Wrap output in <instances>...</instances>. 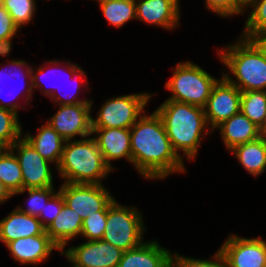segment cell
Returning <instances> with one entry per match:
<instances>
[{"label": "cell", "mask_w": 266, "mask_h": 267, "mask_svg": "<svg viewBox=\"0 0 266 267\" xmlns=\"http://www.w3.org/2000/svg\"><path fill=\"white\" fill-rule=\"evenodd\" d=\"M228 267H266V241L230 234L220 247Z\"/></svg>", "instance_id": "cell-13"}, {"label": "cell", "mask_w": 266, "mask_h": 267, "mask_svg": "<svg viewBox=\"0 0 266 267\" xmlns=\"http://www.w3.org/2000/svg\"><path fill=\"white\" fill-rule=\"evenodd\" d=\"M249 12L241 37L251 39L254 35L266 31V0H251L247 4Z\"/></svg>", "instance_id": "cell-29"}, {"label": "cell", "mask_w": 266, "mask_h": 267, "mask_svg": "<svg viewBox=\"0 0 266 267\" xmlns=\"http://www.w3.org/2000/svg\"><path fill=\"white\" fill-rule=\"evenodd\" d=\"M25 191H28L29 199L27 201L28 207L24 209L23 207L18 206L17 209L25 214L30 216L38 217L47 202L57 193L54 191V187H45V188H27L22 189L21 191L16 192L14 195L24 194Z\"/></svg>", "instance_id": "cell-30"}, {"label": "cell", "mask_w": 266, "mask_h": 267, "mask_svg": "<svg viewBox=\"0 0 266 267\" xmlns=\"http://www.w3.org/2000/svg\"><path fill=\"white\" fill-rule=\"evenodd\" d=\"M92 105H58V111L47 122L65 141L74 140L76 136L86 138L92 135Z\"/></svg>", "instance_id": "cell-11"}, {"label": "cell", "mask_w": 266, "mask_h": 267, "mask_svg": "<svg viewBox=\"0 0 266 267\" xmlns=\"http://www.w3.org/2000/svg\"><path fill=\"white\" fill-rule=\"evenodd\" d=\"M251 40L259 47L266 57V31L254 35Z\"/></svg>", "instance_id": "cell-38"}, {"label": "cell", "mask_w": 266, "mask_h": 267, "mask_svg": "<svg viewBox=\"0 0 266 267\" xmlns=\"http://www.w3.org/2000/svg\"><path fill=\"white\" fill-rule=\"evenodd\" d=\"M48 62H46L45 64V66L47 67V65H50L49 66V68H51V70L50 71H54V69L55 68H60L61 66H63L64 64H63V61L62 62H60L59 60H47ZM49 63V64H48ZM62 63V64H61ZM54 65V66H53ZM61 65V66H60ZM44 65L43 66H41V67H38L37 68V70H36V72H35V70H34V68L32 67V70H31V78H32V85H33V89L34 88H39L40 90H41V92H42V94H44V95H46V97H50L54 92H56V90H59L62 86H55L56 87V89L54 90V88L55 87H52L51 89L49 88V89H44V86L46 87L47 85H45L43 82H42V77L44 76L43 74H45L46 73V71H45V69L43 68V67H45ZM53 66V67H52ZM54 68V69H53ZM55 70H57L56 71V73H58V69H55ZM59 71H61L60 69H59ZM50 73V72H49ZM52 73H55V72H52ZM51 73V74H52ZM61 73H62V71H61ZM46 76L48 75L49 76V74H45ZM58 75H59V73H58ZM65 75H66V73H65ZM52 76V75H51ZM64 78H65V76H64ZM68 78V77H67ZM64 80V79H63ZM65 81V80H64ZM42 82V83H41ZM69 82V81H68ZM62 83V82H61ZM60 84V83H59ZM61 85V84H60ZM62 85H64V84H62ZM50 87H51V85H49ZM60 87V88H59ZM43 88V89H42ZM53 89V90H52Z\"/></svg>", "instance_id": "cell-35"}, {"label": "cell", "mask_w": 266, "mask_h": 267, "mask_svg": "<svg viewBox=\"0 0 266 267\" xmlns=\"http://www.w3.org/2000/svg\"><path fill=\"white\" fill-rule=\"evenodd\" d=\"M174 1L179 5V1H180V0H174Z\"/></svg>", "instance_id": "cell-46"}, {"label": "cell", "mask_w": 266, "mask_h": 267, "mask_svg": "<svg viewBox=\"0 0 266 267\" xmlns=\"http://www.w3.org/2000/svg\"><path fill=\"white\" fill-rule=\"evenodd\" d=\"M108 211H99L83 220L81 237L87 241L101 240L107 223Z\"/></svg>", "instance_id": "cell-32"}, {"label": "cell", "mask_w": 266, "mask_h": 267, "mask_svg": "<svg viewBox=\"0 0 266 267\" xmlns=\"http://www.w3.org/2000/svg\"><path fill=\"white\" fill-rule=\"evenodd\" d=\"M217 128L218 130L220 129V136L228 151L238 145L254 141L260 137L259 127L241 111L222 122Z\"/></svg>", "instance_id": "cell-20"}, {"label": "cell", "mask_w": 266, "mask_h": 267, "mask_svg": "<svg viewBox=\"0 0 266 267\" xmlns=\"http://www.w3.org/2000/svg\"><path fill=\"white\" fill-rule=\"evenodd\" d=\"M155 111L177 155L184 159L181 150L188 160L195 159L201 138L209 134L204 108L167 99Z\"/></svg>", "instance_id": "cell-2"}, {"label": "cell", "mask_w": 266, "mask_h": 267, "mask_svg": "<svg viewBox=\"0 0 266 267\" xmlns=\"http://www.w3.org/2000/svg\"><path fill=\"white\" fill-rule=\"evenodd\" d=\"M123 252L120 248L101 239L70 246L61 254L65 255L73 267H117Z\"/></svg>", "instance_id": "cell-12"}, {"label": "cell", "mask_w": 266, "mask_h": 267, "mask_svg": "<svg viewBox=\"0 0 266 267\" xmlns=\"http://www.w3.org/2000/svg\"><path fill=\"white\" fill-rule=\"evenodd\" d=\"M245 170L255 176L262 174L266 169V139L259 137L234 147L230 150Z\"/></svg>", "instance_id": "cell-23"}, {"label": "cell", "mask_w": 266, "mask_h": 267, "mask_svg": "<svg viewBox=\"0 0 266 267\" xmlns=\"http://www.w3.org/2000/svg\"><path fill=\"white\" fill-rule=\"evenodd\" d=\"M240 111L260 127L266 116V91L242 92Z\"/></svg>", "instance_id": "cell-27"}, {"label": "cell", "mask_w": 266, "mask_h": 267, "mask_svg": "<svg viewBox=\"0 0 266 267\" xmlns=\"http://www.w3.org/2000/svg\"><path fill=\"white\" fill-rule=\"evenodd\" d=\"M67 64L65 65L66 67H64L66 69V73H68L67 75L71 78H73V80H75V82L72 80L71 82H74L75 84L72 87V90H74V92L76 91L77 93L80 92L81 89V85L85 82L86 83V77L87 74L84 72V70L78 66L77 64H72L71 62H66ZM74 76V77H73ZM84 78V79H83ZM77 79V80H76ZM79 82V83H78ZM81 82V83H80ZM78 83V84H76ZM73 84V83H72ZM71 84V85H72ZM66 86V85H65ZM64 86V87H65ZM62 88V87H61ZM60 88V89H61ZM63 89V88H62ZM71 90V89H70ZM57 91L60 93L57 94ZM56 92H54L49 98L54 101L55 105H75V104H79V103H93V100H89V99H79L78 95H76L77 93L75 92V94H73L72 92L68 94L66 93H62L61 90H57ZM66 94V95H65ZM77 99V100H75Z\"/></svg>", "instance_id": "cell-26"}, {"label": "cell", "mask_w": 266, "mask_h": 267, "mask_svg": "<svg viewBox=\"0 0 266 267\" xmlns=\"http://www.w3.org/2000/svg\"><path fill=\"white\" fill-rule=\"evenodd\" d=\"M0 181L13 195L23 189L20 164L10 148H4L0 152Z\"/></svg>", "instance_id": "cell-24"}, {"label": "cell", "mask_w": 266, "mask_h": 267, "mask_svg": "<svg viewBox=\"0 0 266 267\" xmlns=\"http://www.w3.org/2000/svg\"><path fill=\"white\" fill-rule=\"evenodd\" d=\"M8 65H11L12 67L8 66ZM5 66L6 67L8 66L10 69L8 71V69H6V68L3 69V70L0 68V107L1 108H5V109H9V110L14 111L15 113L19 114L17 111H18L19 107L22 108L21 107L22 105L19 104V102L18 103L16 101L13 102V98L16 97V100H17V97L18 96L20 97V95H21V93L19 92V91H22L21 87L25 88L24 85H26V86L28 85V87H26V90L23 92V94L25 93V95H26V96H24V97H26L25 101H24L26 103H24V104L27 105V103L31 100V96H32V94L34 92L33 85H32V78H31L32 67L28 66V63H26V61L20 60V59L19 60L18 59L17 60L13 59V60L9 61ZM7 79L9 81V83L11 82V80L15 81V79H16V80H19V84H17V85H21L22 82L24 84L21 85L20 88L17 89V90H16V88H13V89L11 88L12 90H9L7 92L6 90H8V89H6L4 84H3V83L6 84V80ZM27 80H29L28 83H27ZM8 81H7V84H8ZM15 82H18V81H15ZM18 92L20 94H18ZM7 93L10 96H12L13 98L12 97L8 98L9 95ZM4 94L6 95V99L8 98L9 100H11V98H12V100L11 101H7L6 99H3ZM11 94H13V95H11Z\"/></svg>", "instance_id": "cell-14"}, {"label": "cell", "mask_w": 266, "mask_h": 267, "mask_svg": "<svg viewBox=\"0 0 266 267\" xmlns=\"http://www.w3.org/2000/svg\"><path fill=\"white\" fill-rule=\"evenodd\" d=\"M180 6L174 0H136V19L170 31L179 25Z\"/></svg>", "instance_id": "cell-17"}, {"label": "cell", "mask_w": 266, "mask_h": 267, "mask_svg": "<svg viewBox=\"0 0 266 267\" xmlns=\"http://www.w3.org/2000/svg\"><path fill=\"white\" fill-rule=\"evenodd\" d=\"M14 195L7 189V187L0 181V203L6 202Z\"/></svg>", "instance_id": "cell-40"}, {"label": "cell", "mask_w": 266, "mask_h": 267, "mask_svg": "<svg viewBox=\"0 0 266 267\" xmlns=\"http://www.w3.org/2000/svg\"><path fill=\"white\" fill-rule=\"evenodd\" d=\"M65 205L82 220L99 211H108L115 199L103 184L65 183L60 186Z\"/></svg>", "instance_id": "cell-8"}, {"label": "cell", "mask_w": 266, "mask_h": 267, "mask_svg": "<svg viewBox=\"0 0 266 267\" xmlns=\"http://www.w3.org/2000/svg\"><path fill=\"white\" fill-rule=\"evenodd\" d=\"M173 255L174 264L177 267H228L225 256L220 251V249H218L214 256L211 257V260L184 257L183 255L181 256L178 253H175Z\"/></svg>", "instance_id": "cell-34"}, {"label": "cell", "mask_w": 266, "mask_h": 267, "mask_svg": "<svg viewBox=\"0 0 266 267\" xmlns=\"http://www.w3.org/2000/svg\"><path fill=\"white\" fill-rule=\"evenodd\" d=\"M259 134H260V137H263L266 139V116L263 120V123L259 127Z\"/></svg>", "instance_id": "cell-41"}, {"label": "cell", "mask_w": 266, "mask_h": 267, "mask_svg": "<svg viewBox=\"0 0 266 267\" xmlns=\"http://www.w3.org/2000/svg\"><path fill=\"white\" fill-rule=\"evenodd\" d=\"M4 149V147L0 144V152Z\"/></svg>", "instance_id": "cell-43"}, {"label": "cell", "mask_w": 266, "mask_h": 267, "mask_svg": "<svg viewBox=\"0 0 266 267\" xmlns=\"http://www.w3.org/2000/svg\"><path fill=\"white\" fill-rule=\"evenodd\" d=\"M242 92L223 75L214 85L204 107L206 121L213 131L222 122L240 112Z\"/></svg>", "instance_id": "cell-10"}, {"label": "cell", "mask_w": 266, "mask_h": 267, "mask_svg": "<svg viewBox=\"0 0 266 267\" xmlns=\"http://www.w3.org/2000/svg\"><path fill=\"white\" fill-rule=\"evenodd\" d=\"M97 2H99V4H103V3H106V2H109V1H113V0H95Z\"/></svg>", "instance_id": "cell-42"}, {"label": "cell", "mask_w": 266, "mask_h": 267, "mask_svg": "<svg viewBox=\"0 0 266 267\" xmlns=\"http://www.w3.org/2000/svg\"><path fill=\"white\" fill-rule=\"evenodd\" d=\"M146 226L136 206L126 207L117 200L108 206L107 223L102 240L122 251L140 246Z\"/></svg>", "instance_id": "cell-6"}, {"label": "cell", "mask_w": 266, "mask_h": 267, "mask_svg": "<svg viewBox=\"0 0 266 267\" xmlns=\"http://www.w3.org/2000/svg\"><path fill=\"white\" fill-rule=\"evenodd\" d=\"M206 8L221 17L244 15L247 3L244 0H206Z\"/></svg>", "instance_id": "cell-33"}, {"label": "cell", "mask_w": 266, "mask_h": 267, "mask_svg": "<svg viewBox=\"0 0 266 267\" xmlns=\"http://www.w3.org/2000/svg\"><path fill=\"white\" fill-rule=\"evenodd\" d=\"M218 80L193 62L178 63L165 85L172 92L168 100L204 108Z\"/></svg>", "instance_id": "cell-5"}, {"label": "cell", "mask_w": 266, "mask_h": 267, "mask_svg": "<svg viewBox=\"0 0 266 267\" xmlns=\"http://www.w3.org/2000/svg\"><path fill=\"white\" fill-rule=\"evenodd\" d=\"M2 5L19 29L30 23L37 7L35 0H4Z\"/></svg>", "instance_id": "cell-31"}, {"label": "cell", "mask_w": 266, "mask_h": 267, "mask_svg": "<svg viewBox=\"0 0 266 267\" xmlns=\"http://www.w3.org/2000/svg\"><path fill=\"white\" fill-rule=\"evenodd\" d=\"M150 93H135L116 96L101 106L97 118L92 117V128H127L130 129L144 113Z\"/></svg>", "instance_id": "cell-7"}, {"label": "cell", "mask_w": 266, "mask_h": 267, "mask_svg": "<svg viewBox=\"0 0 266 267\" xmlns=\"http://www.w3.org/2000/svg\"><path fill=\"white\" fill-rule=\"evenodd\" d=\"M154 239L124 251L117 267H171L174 255Z\"/></svg>", "instance_id": "cell-18"}, {"label": "cell", "mask_w": 266, "mask_h": 267, "mask_svg": "<svg viewBox=\"0 0 266 267\" xmlns=\"http://www.w3.org/2000/svg\"><path fill=\"white\" fill-rule=\"evenodd\" d=\"M10 149L20 164L23 189L53 187L50 162L45 160L23 136Z\"/></svg>", "instance_id": "cell-9"}, {"label": "cell", "mask_w": 266, "mask_h": 267, "mask_svg": "<svg viewBox=\"0 0 266 267\" xmlns=\"http://www.w3.org/2000/svg\"><path fill=\"white\" fill-rule=\"evenodd\" d=\"M100 7L106 20L117 28L136 19V0H113Z\"/></svg>", "instance_id": "cell-25"}, {"label": "cell", "mask_w": 266, "mask_h": 267, "mask_svg": "<svg viewBox=\"0 0 266 267\" xmlns=\"http://www.w3.org/2000/svg\"><path fill=\"white\" fill-rule=\"evenodd\" d=\"M56 169L65 183L83 184H102L101 180L112 171L93 136L65 141Z\"/></svg>", "instance_id": "cell-4"}, {"label": "cell", "mask_w": 266, "mask_h": 267, "mask_svg": "<svg viewBox=\"0 0 266 267\" xmlns=\"http://www.w3.org/2000/svg\"><path fill=\"white\" fill-rule=\"evenodd\" d=\"M18 114L0 107V144L10 148L23 135Z\"/></svg>", "instance_id": "cell-28"}, {"label": "cell", "mask_w": 266, "mask_h": 267, "mask_svg": "<svg viewBox=\"0 0 266 267\" xmlns=\"http://www.w3.org/2000/svg\"><path fill=\"white\" fill-rule=\"evenodd\" d=\"M12 258L19 264H40L48 259L52 251H62L44 231L38 236L18 238L7 245Z\"/></svg>", "instance_id": "cell-15"}, {"label": "cell", "mask_w": 266, "mask_h": 267, "mask_svg": "<svg viewBox=\"0 0 266 267\" xmlns=\"http://www.w3.org/2000/svg\"><path fill=\"white\" fill-rule=\"evenodd\" d=\"M12 38H6V39H1L0 40V56L1 57H7L8 55H10L9 53H11L12 50Z\"/></svg>", "instance_id": "cell-39"}, {"label": "cell", "mask_w": 266, "mask_h": 267, "mask_svg": "<svg viewBox=\"0 0 266 267\" xmlns=\"http://www.w3.org/2000/svg\"><path fill=\"white\" fill-rule=\"evenodd\" d=\"M44 231L37 217L22 213L17 208L0 221V241L5 245L18 238L41 235Z\"/></svg>", "instance_id": "cell-19"}, {"label": "cell", "mask_w": 266, "mask_h": 267, "mask_svg": "<svg viewBox=\"0 0 266 267\" xmlns=\"http://www.w3.org/2000/svg\"><path fill=\"white\" fill-rule=\"evenodd\" d=\"M65 204L61 192H58L47 202L43 212L37 217L43 228L46 230L53 220L59 215Z\"/></svg>", "instance_id": "cell-36"}, {"label": "cell", "mask_w": 266, "mask_h": 267, "mask_svg": "<svg viewBox=\"0 0 266 267\" xmlns=\"http://www.w3.org/2000/svg\"><path fill=\"white\" fill-rule=\"evenodd\" d=\"M82 223L83 220L81 217L64 204L59 215L48 226L45 232L60 250L63 251L69 243L68 241L78 235L81 237Z\"/></svg>", "instance_id": "cell-21"}, {"label": "cell", "mask_w": 266, "mask_h": 267, "mask_svg": "<svg viewBox=\"0 0 266 267\" xmlns=\"http://www.w3.org/2000/svg\"><path fill=\"white\" fill-rule=\"evenodd\" d=\"M18 27L14 24L9 12L0 5V40L17 35Z\"/></svg>", "instance_id": "cell-37"}, {"label": "cell", "mask_w": 266, "mask_h": 267, "mask_svg": "<svg viewBox=\"0 0 266 267\" xmlns=\"http://www.w3.org/2000/svg\"><path fill=\"white\" fill-rule=\"evenodd\" d=\"M247 4L251 1V0H244Z\"/></svg>", "instance_id": "cell-45"}, {"label": "cell", "mask_w": 266, "mask_h": 267, "mask_svg": "<svg viewBox=\"0 0 266 267\" xmlns=\"http://www.w3.org/2000/svg\"><path fill=\"white\" fill-rule=\"evenodd\" d=\"M4 3V0H0V5H2Z\"/></svg>", "instance_id": "cell-44"}, {"label": "cell", "mask_w": 266, "mask_h": 267, "mask_svg": "<svg viewBox=\"0 0 266 267\" xmlns=\"http://www.w3.org/2000/svg\"><path fill=\"white\" fill-rule=\"evenodd\" d=\"M224 47L217 53L230 74L223 72L222 75L241 92L266 91V57L259 47L241 36L234 44Z\"/></svg>", "instance_id": "cell-3"}, {"label": "cell", "mask_w": 266, "mask_h": 267, "mask_svg": "<svg viewBox=\"0 0 266 267\" xmlns=\"http://www.w3.org/2000/svg\"><path fill=\"white\" fill-rule=\"evenodd\" d=\"M35 150L47 161L59 165L65 140L46 122L38 128L37 135L23 136Z\"/></svg>", "instance_id": "cell-22"}, {"label": "cell", "mask_w": 266, "mask_h": 267, "mask_svg": "<svg viewBox=\"0 0 266 267\" xmlns=\"http://www.w3.org/2000/svg\"><path fill=\"white\" fill-rule=\"evenodd\" d=\"M99 150L103 155L105 163L112 169L111 160L116 161L126 158L132 163L131 145H130V129L127 128H92V135ZM97 136V137H96Z\"/></svg>", "instance_id": "cell-16"}, {"label": "cell", "mask_w": 266, "mask_h": 267, "mask_svg": "<svg viewBox=\"0 0 266 267\" xmlns=\"http://www.w3.org/2000/svg\"><path fill=\"white\" fill-rule=\"evenodd\" d=\"M132 164L145 179H165L187 171L183 159L172 148L157 112H144L130 128Z\"/></svg>", "instance_id": "cell-1"}]
</instances>
